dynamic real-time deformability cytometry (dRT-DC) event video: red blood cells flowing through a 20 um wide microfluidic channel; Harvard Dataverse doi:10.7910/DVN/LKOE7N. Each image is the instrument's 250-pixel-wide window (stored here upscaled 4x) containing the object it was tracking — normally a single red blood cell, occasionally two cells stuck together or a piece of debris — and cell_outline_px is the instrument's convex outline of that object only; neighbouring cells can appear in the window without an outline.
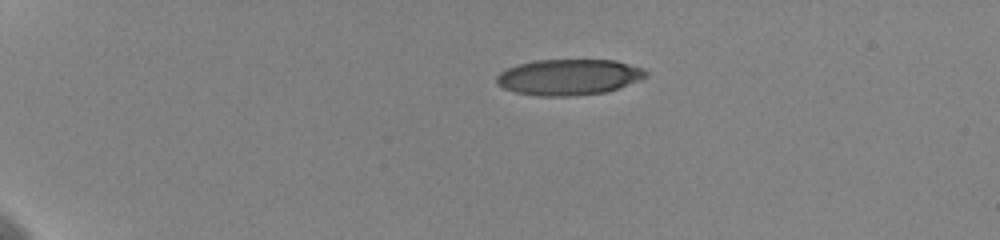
{"species": "human", "species_latin": "Homo sapiens", "temperature_condition": "cold", "stored_images_in_passage": 46, "camera_frame_rate_fps": 3000, "um_per_image_px": 0.085, "donor": {"sex": "female"}, "frame": {"image": 1, "passage_image": 1, "time_ms": 0.0, "image_size_px": [1000, 240], "cell_outline_px": [[648, 76], [640, 80], [608, 92], [572, 96], [536, 96], [516, 92], [504, 88], [496, 84], [496, 76], [500, 72], [516, 64], [536, 60], [616, 60], [644, 68], [648, 72]], "centroid_in_image_um": [48.37, 6.55], "position_along_channel_um": 36.6, "area_um2": 31.56}}
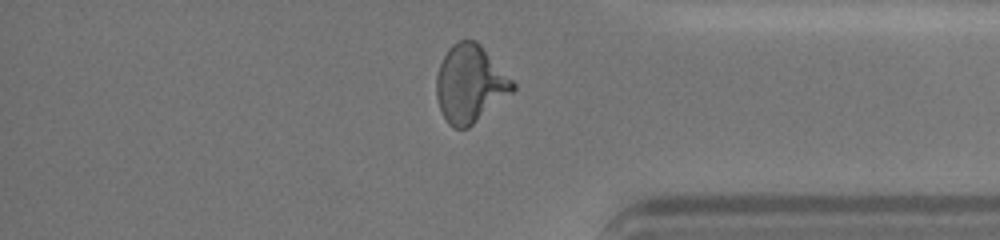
{"frame": {"image": 2, "passage_image": 38, "time_ms": 12.333, "image_size_px": [1000, 240], "cell_outline_px": [[516, 88], [512, 92], [468, 128], [452, 128], [448, 124], [440, 112], [436, 96], [436, 76], [440, 64], [448, 48], [452, 44], [460, 40], [476, 40], [480, 44], [516, 84]], "centroid_in_image_um": [39.93, 7.13], "position_along_channel_um": 395.3, "area_um2": 34.33}}
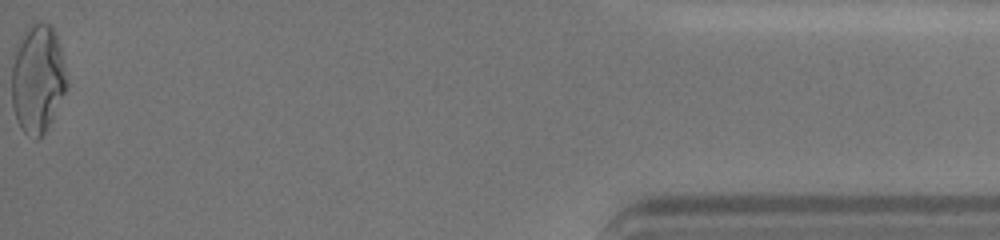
{"frame": {"image": 3, "passage_image": 46, "time_ms": 15.0, "image_size_px": [1000, 240], "cell_outline_px": [[68, 88], [44, 132], [36, 140], [28, 136], [20, 128], [16, 120], [12, 104], [12, 68], [20, 36], [24, 28], [32, 20], [40, 20], [48, 24], [56, 32], [60, 48], [68, 84]], "centroid_in_image_um": [3.19, 6.66], "position_along_channel_um": 432.0, "area_um2": 35.03}, "authors_computed_cell_mechanics": {"area_um2": 33.0616, "velocity_mm_per_s": 3.6085, "shape_relaxation_time_tau1_ms": 5.434, "shape_relaxation_time_tau2_ms": 1.7916, "deformation_change_tau1": 0.2003, "deformation_change_tau2": 0.0975}}